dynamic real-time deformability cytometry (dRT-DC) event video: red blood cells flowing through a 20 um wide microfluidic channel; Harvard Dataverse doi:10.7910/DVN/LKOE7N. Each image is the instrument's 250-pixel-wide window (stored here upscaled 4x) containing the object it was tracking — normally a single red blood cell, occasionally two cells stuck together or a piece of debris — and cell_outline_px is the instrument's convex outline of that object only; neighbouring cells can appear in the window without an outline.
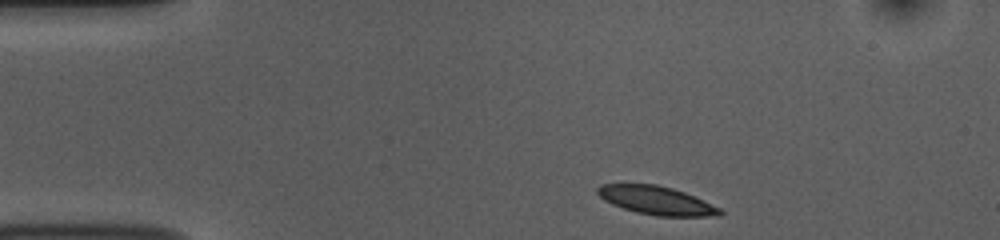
{"species": "common noctule bat (a hibernating species)", "species_latin": "Nyctalus noctula", "temperature_condition": "room temperature", "stored_images_in_passage": 45, "camera_frame_rate_fps": 3000, "um_per_image_px": 0.085, "animal": {"sex": "female", "body_mass_g": 10.0, "forearm_length_mm": 53.1}, "frame": {"image": 1, "passage_image": 1, "time_ms": 0.0, "image_size_px": [1000, 240], "cell_outline_px": [[724, 212], [720, 216], [656, 216], [636, 212], [612, 204], [604, 200], [596, 192], [596, 188], [600, 184], [656, 184], [672, 188], [684, 192], [720, 208]], "centroid_in_image_um": [55.78, 17.04], "position_along_channel_um": 29.2, "area_um2": 20.17}}
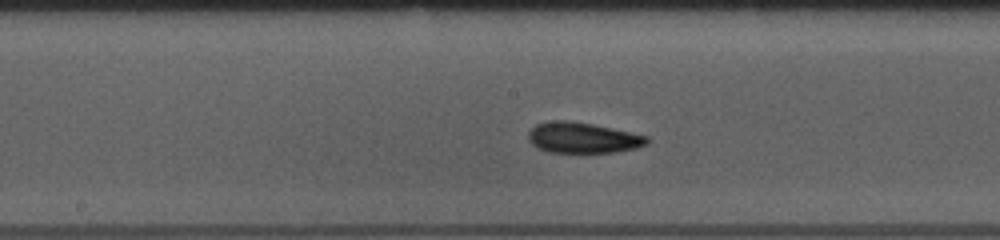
{"frame": {"image": 2, "passage_image": 19, "time_ms": 6.0, "image_size_px": [1000, 240], "cell_outline_px": [[648, 144], [636, 148], [616, 152], [548, 152], [536, 148], [528, 140], [528, 132], [536, 124], [552, 120], [568, 120], [592, 124], [612, 128], [648, 136]], "centroid_in_image_um": [49.51, 11.71], "position_along_channel_um": 198.7, "area_um2": 21.27}}
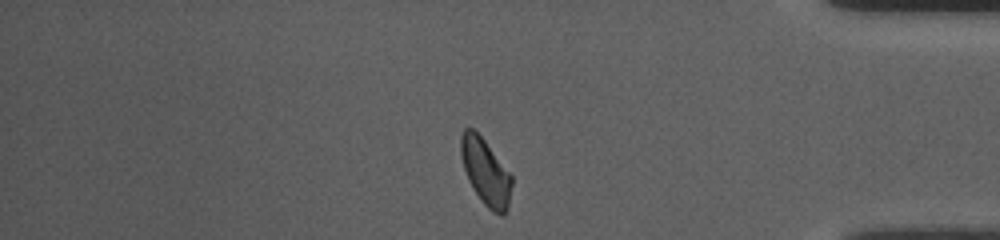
{"frame": {"image": 3, "passage_image": 37, "time_ms": 12.0, "image_size_px": [1000, 240], "cell_outline_px": [[512, 184], [508, 208], [504, 216], [500, 216], [492, 212], [480, 200], [472, 188], [468, 180], [464, 168], [460, 152], [460, 136], [464, 128], [472, 128], [484, 140], [512, 176]], "centroid_in_image_um": [41.27, 14.65], "position_along_channel_um": 393.9, "area_um2": 19.65}, "authors_computed_cell_mechanics": {"area_um2": 20.4034, "velocity_mm_per_s": 3.7111, "shape_relaxation_time_tau1_ms": 5.4016, "shape_relaxation_time_tau2_ms": 4.4168, "deformation_change_tau1": 0.1212, "deformation_change_tau2": 0.1038}}